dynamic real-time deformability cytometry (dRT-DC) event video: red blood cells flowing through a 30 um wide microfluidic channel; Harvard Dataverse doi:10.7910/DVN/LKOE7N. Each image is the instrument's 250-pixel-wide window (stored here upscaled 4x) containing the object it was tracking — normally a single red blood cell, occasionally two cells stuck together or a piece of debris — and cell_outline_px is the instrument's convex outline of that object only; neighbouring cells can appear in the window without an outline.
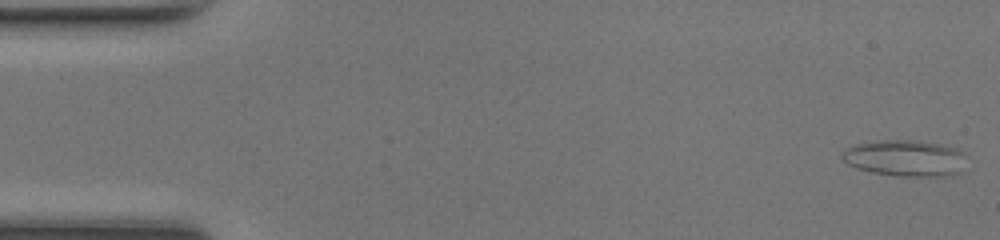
{"species": "common noctule bat (a hibernating species)", "species_latin": "Nyctalus noctula", "temperature_condition": "room temperature", "stored_images_in_passage": 48, "segment_of_instrument_passage": [1, 2], "camera_frame_rate_fps": 3000, "um_per_image_px": 0.085, "animal": {"sex": "female", "body_mass_g": 17.0, "forearm_length_mm": 48.0}, "frame": {"image": 1, "passage_image": 1, "time_ms": 0.0, "image_size_px": [1000, 240], "cell_outline_px": [[964, 152], [960, 172], [948, 176], [896, 176], [872, 172], [856, 168], [848, 164], [840, 156], [840, 152], [844, 148], [856, 144], [884, 140], [916, 140], [944, 144], [956, 148]], "centroid_in_image_um": [76.9, 13.43], "position_along_channel_um": 8.1, "area_um2": 26.41}}
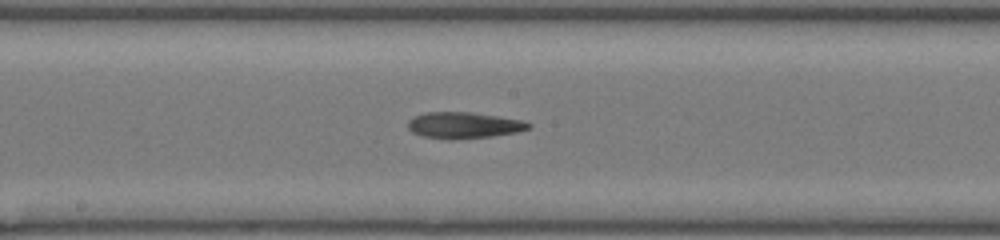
{"frame": {"image": 2, "passage_image": 25, "time_ms": 8.0, "image_size_px": [1000, 240], "cell_outline_px": [[532, 128], [516, 132], [492, 136], [456, 140], [448, 140], [424, 136], [412, 132], [408, 128], [408, 120], [412, 116], [428, 112], [472, 112], [520, 120], [532, 124]], "centroid_in_image_um": [39.4, 10.65], "position_along_channel_um": 208.8, "area_um2": 18.55}}
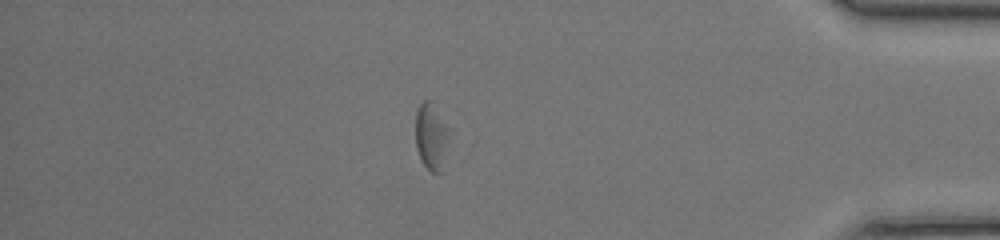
{"frame": {"image": 3, "passage_image": 41, "time_ms": 13.333, "image_size_px": [1000, 240], "cell_outline_px": [[452, 128], [444, 172], [432, 172], [420, 160], [416, 148], [416, 108], [424, 100], [432, 100]], "centroid_in_image_um": [36.74, 11.58], "position_along_channel_um": 398.5, "area_um2": 14.16}}